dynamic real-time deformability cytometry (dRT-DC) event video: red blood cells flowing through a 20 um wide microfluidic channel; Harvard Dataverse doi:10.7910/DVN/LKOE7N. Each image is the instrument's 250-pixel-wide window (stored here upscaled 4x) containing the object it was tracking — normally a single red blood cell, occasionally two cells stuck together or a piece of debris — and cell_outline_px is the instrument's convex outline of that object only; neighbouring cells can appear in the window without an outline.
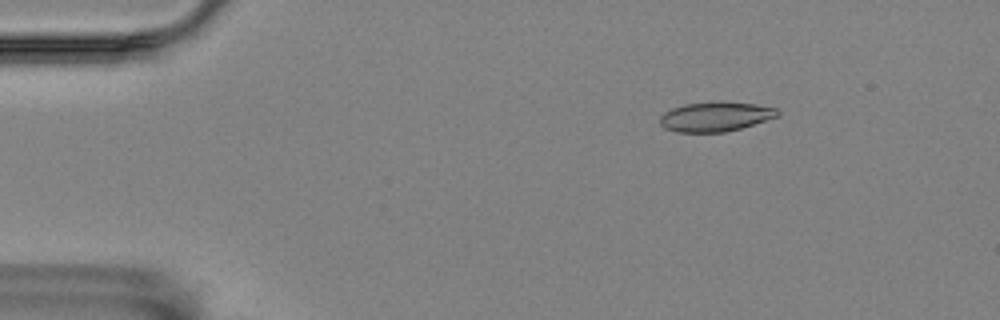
{"species": "Egyptian fruit bat (a non-hibernating species)", "species_latin": "Rousettus aegyptiacus", "temperature_condition": "room temperature", "stored_images_in_passage": 40, "camera_frame_rate_fps": 3000, "um_per_image_px": 0.085, "animal": {"sex": "female"}, "frame": {"image": 1, "passage_image": 4, "time_ms": 1.0, "image_size_px": [1000, 320], "cell_outline_px": [[780, 116], [740, 128], [724, 132], [676, 132], [664, 128], [660, 124], [660, 116], [664, 112], [672, 108], [684, 104], [712, 100], [720, 100], [756, 104], [776, 108], [780, 112]], "centroid_in_image_um": [60.81, 9.89], "position_along_channel_um": 24.2, "area_um2": 20.69}}
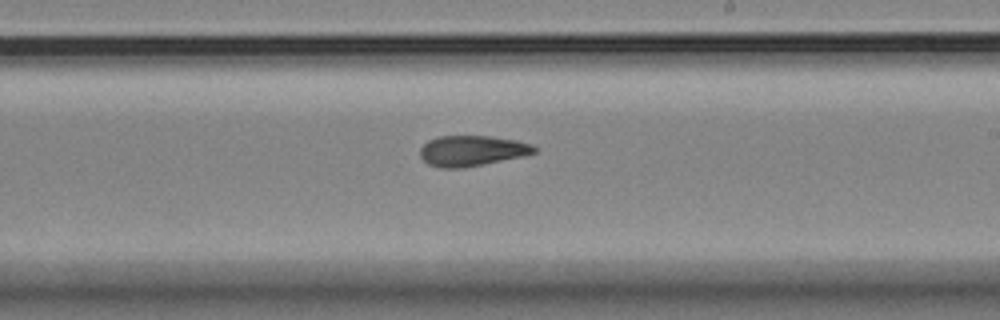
{"frame": {"image": 2, "passage_image": 29, "time_ms": 9.333, "image_size_px": [1000, 320], "cell_outline_px": [[536, 152], [520, 156], [464, 168], [440, 168], [428, 164], [420, 156], [420, 148], [428, 140], [440, 136], [492, 136], [516, 140], [532, 144], [536, 148]], "centroid_in_image_um": [40.08, 12.81], "position_along_channel_um": 248.9, "area_um2": 20.17}}
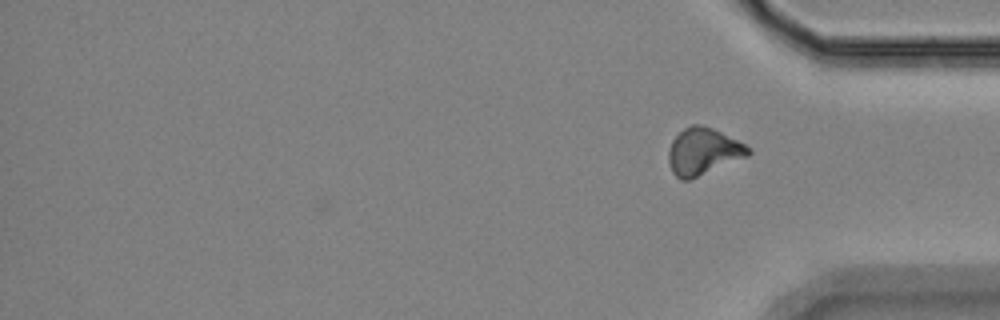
{"frame": {"image": 3, "passage_image": 40, "time_ms": 13.0, "image_size_px": [1000, 320], "cell_outline_px": [[752, 152], [748, 156], [688, 180], [680, 180], [672, 172], [668, 160], [668, 152], [672, 140], [684, 128], [692, 124], [704, 124], [752, 148]], "centroid_in_image_um": [59.76, 12.87], "position_along_channel_um": 375.4, "area_um2": 21.62}, "authors_computed_cell_mechanics": {"area_um2": 20.7791, "velocity_mm_per_s": 3.5253, "shape_relaxation_time_tau1_ms": null, "shape_relaxation_time_tau2_ms": 5.4795, "deformation_change_tau1": null, "deformation_change_tau2": 0.1076}}